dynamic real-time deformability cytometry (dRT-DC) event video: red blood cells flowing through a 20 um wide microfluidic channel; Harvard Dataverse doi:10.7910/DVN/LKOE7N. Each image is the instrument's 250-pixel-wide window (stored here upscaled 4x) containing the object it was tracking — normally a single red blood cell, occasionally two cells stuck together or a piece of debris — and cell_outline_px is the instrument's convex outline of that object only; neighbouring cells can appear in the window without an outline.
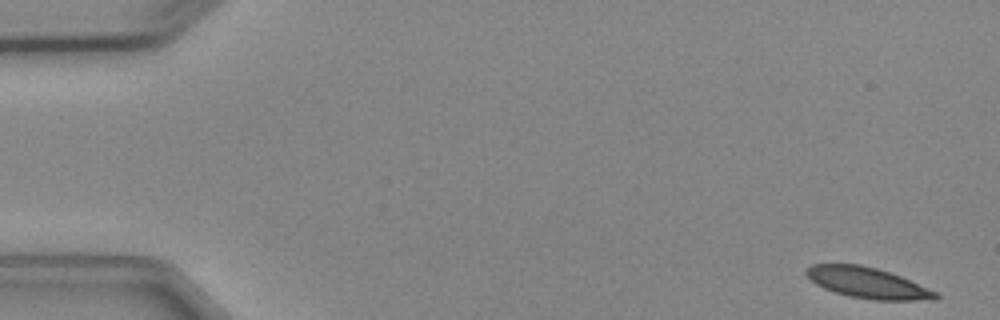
{"species": "Egyptian fruit bat (a non-hibernating species)", "species_latin": "Rousettus aegyptiacus", "temperature_condition": "cold", "stored_images_in_passage": 4, "camera_frame_rate_fps": 3000, "um_per_image_px": 0.085, "animal": {"sex": "female"}, "frame": {"image": 1, "passage_image": 1, "time_ms": 0.0, "image_size_px": [1000, 320], "cell_outline_px": [[940, 296], [936, 300], [872, 300], [848, 296], [824, 288], [816, 284], [804, 272], [804, 268], [812, 264], [860, 264], [876, 268], [900, 276], [936, 292]], "centroid_in_image_um": [73.71, 24.04], "position_along_channel_um": 11.3, "area_um2": 23.06}}